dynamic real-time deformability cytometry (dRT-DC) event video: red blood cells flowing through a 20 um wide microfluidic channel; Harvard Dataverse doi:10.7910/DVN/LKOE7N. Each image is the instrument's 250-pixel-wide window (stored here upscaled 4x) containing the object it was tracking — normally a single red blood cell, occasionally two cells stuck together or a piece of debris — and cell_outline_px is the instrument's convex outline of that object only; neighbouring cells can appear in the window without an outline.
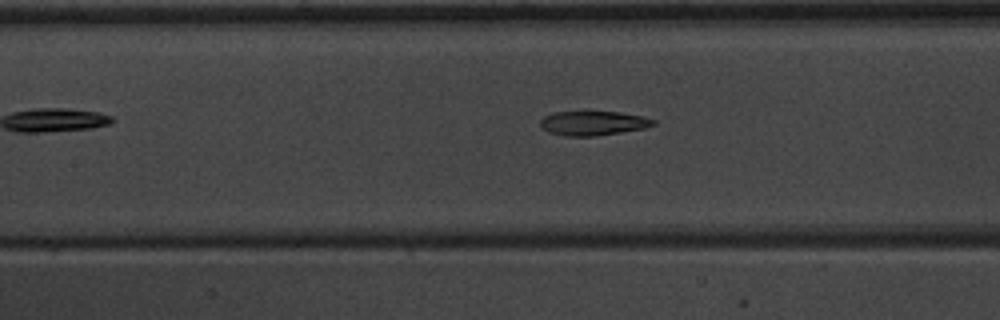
{"species": "common noctule bat (a hibernating species)", "species_latin": "Nyctalus noctula", "temperature_condition": "warm", "stored_images_in_passage": 15, "camera_frame_rate_fps": 3000, "um_per_image_px": 0.085, "animal": {"sex": "male", "body_mass_g": 20.1, "forearm_length_mm": 53.5}, "frame": {"image": 1, "passage_image": 7, "time_ms": 2.0, "image_size_px": [1000, 320], "cell_outline_px": [[656, 124], [644, 128], [596, 136], [564, 136], [548, 132], [540, 128], [540, 120], [544, 116], [552, 112], [620, 112], [644, 116], [656, 120]], "centroid_in_image_um": [50.39, 10.47], "position_along_channel_um": 157.0, "area_um2": 16.13}}
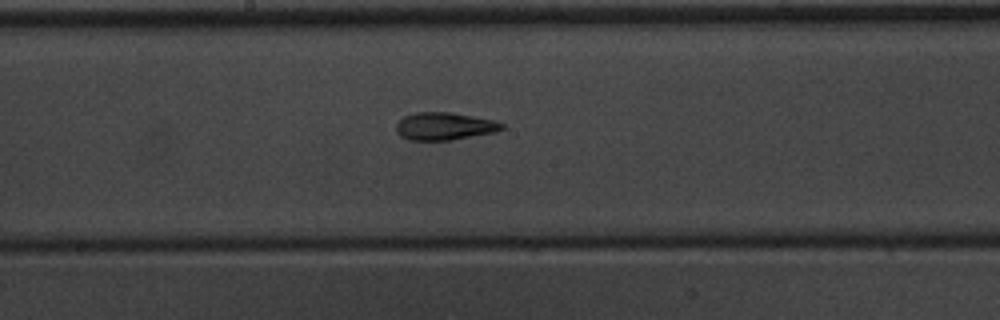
{"frame": {"image": 2, "passage_image": 11, "time_ms": 3.333, "image_size_px": [1000, 320], "cell_outline_px": [[504, 128], [496, 132], [452, 140], [408, 140], [400, 136], [396, 132], [396, 124], [404, 116], [416, 112], [452, 112], [492, 120], [504, 124]], "centroid_in_image_um": [37.76, 10.73], "position_along_channel_um": 210.4, "area_um2": 17.05}}